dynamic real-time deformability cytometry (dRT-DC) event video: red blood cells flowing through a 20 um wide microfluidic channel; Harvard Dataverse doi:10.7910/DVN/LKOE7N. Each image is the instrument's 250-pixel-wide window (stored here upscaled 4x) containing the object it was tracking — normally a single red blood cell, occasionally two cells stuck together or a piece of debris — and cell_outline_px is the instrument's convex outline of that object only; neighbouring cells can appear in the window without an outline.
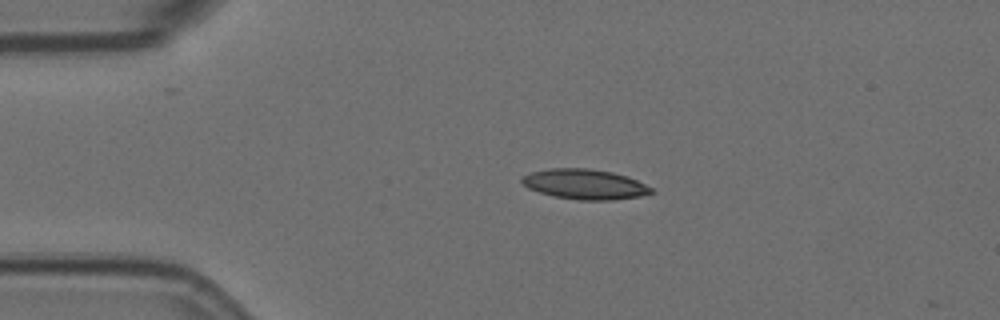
{"species": "Egyptian fruit bat (a non-hibernating species)", "species_latin": "Rousettus aegyptiacus", "temperature_condition": "room temperature", "stored_images_in_passage": 12, "camera_frame_rate_fps": 3000, "um_per_image_px": 0.085, "animal": {"sex": "female"}, "frame": {"image": 1, "passage_image": 3, "time_ms": 0.667, "image_size_px": [1000, 320], "cell_outline_px": [[656, 192], [640, 196], [612, 200], [576, 200], [552, 196], [528, 188], [520, 180], [520, 176], [532, 172], [548, 168], [588, 168], [612, 172], [628, 176], [652, 188]], "centroid_in_image_um": [49.69, 15.66], "position_along_channel_um": 35.3, "area_um2": 22.83}}
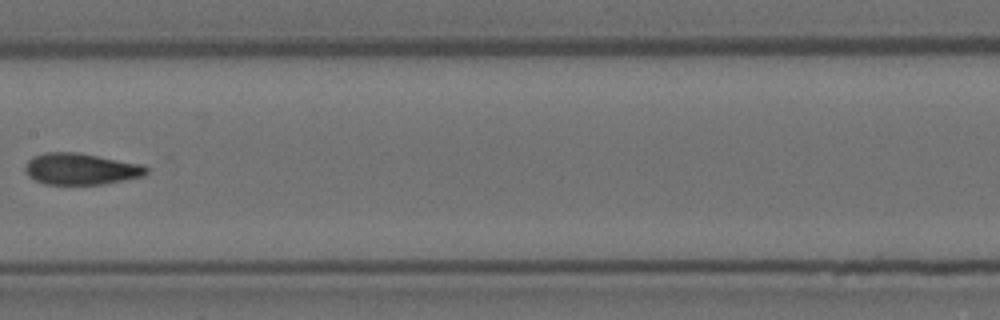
{"frame": {"image": 2, "passage_image": 7, "time_ms": 2.0, "image_size_px": [1000, 320], "cell_outline_px": [[148, 172], [144, 176], [104, 184], [44, 184], [28, 176], [24, 168], [24, 164], [32, 156], [44, 152], [76, 152], [140, 164], [148, 168]], "centroid_in_image_um": [6.83, 14.36], "position_along_channel_um": 200.6, "area_um2": 22.2}}
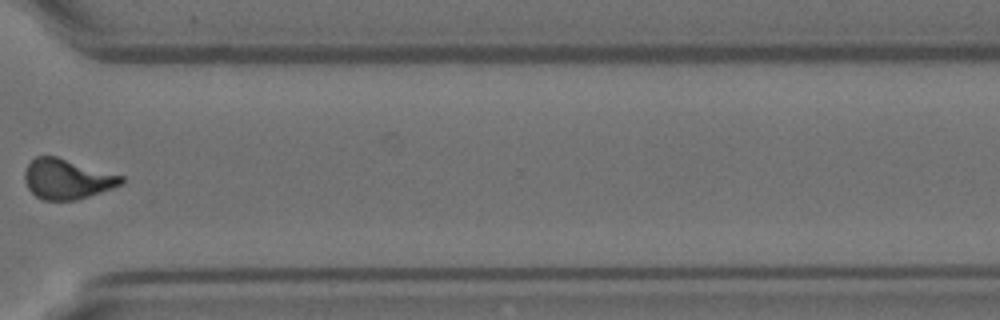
{"frame": {"image": 3, "passage_image": 11, "time_ms": 3.333, "image_size_px": [1000, 320], "cell_outline_px": [[124, 184], [76, 200], [44, 200], [36, 196], [28, 188], [24, 180], [24, 172], [28, 164], [36, 156], [56, 156], [124, 176]], "centroid_in_image_um": [5.7, 15.21], "position_along_channel_um": 364.9, "area_um2": 22.48}}